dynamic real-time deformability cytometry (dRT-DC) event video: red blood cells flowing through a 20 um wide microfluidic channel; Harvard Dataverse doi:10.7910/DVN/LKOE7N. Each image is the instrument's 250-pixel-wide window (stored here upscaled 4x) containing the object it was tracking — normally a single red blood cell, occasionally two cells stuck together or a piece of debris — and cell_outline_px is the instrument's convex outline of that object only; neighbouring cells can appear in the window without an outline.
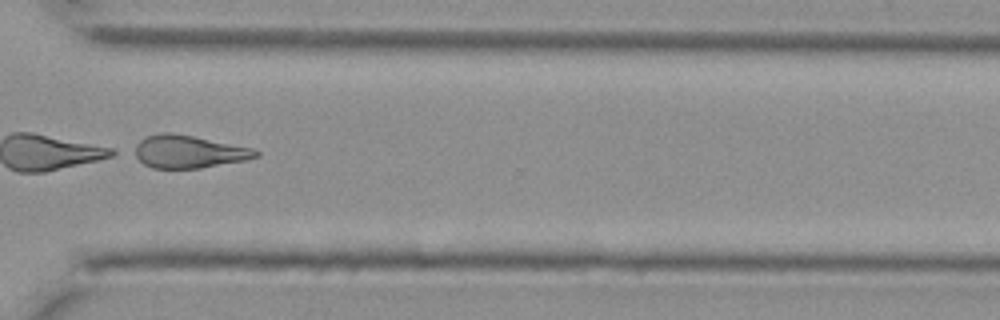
{"species": "Egyptian fruit bat (a non-hibernating species)", "species_latin": "Rousettus aegyptiacus", "temperature_condition": "cold", "stored_images_in_passage": 42, "camera_frame_rate_fps": 3000, "um_per_image_px": 0.085, "animal": {"sex": "female"}, "frame": {"image": 1, "passage_image": 35, "time_ms": 11.333, "image_size_px": [1000, 320], "cell_outline_px": [[260, 156], [244, 160], [200, 168], [152, 168], [144, 164], [128, 152], [140, 140], [148, 136], [160, 132], [172, 132], [252, 148], [260, 152]], "centroid_in_image_um": [15.94, 12.89], "position_along_channel_um": 354.7, "area_um2": 23.24}}